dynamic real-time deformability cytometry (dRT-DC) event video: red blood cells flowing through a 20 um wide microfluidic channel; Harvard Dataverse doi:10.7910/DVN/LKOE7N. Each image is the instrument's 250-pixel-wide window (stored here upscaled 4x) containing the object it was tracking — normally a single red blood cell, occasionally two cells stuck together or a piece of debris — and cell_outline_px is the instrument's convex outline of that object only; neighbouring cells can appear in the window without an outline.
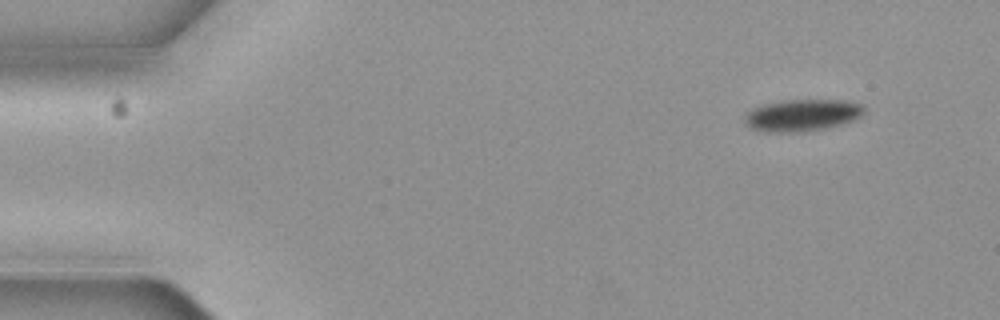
{"species": "common noctule bat (a hibernating species)", "species_latin": "Nyctalus noctula", "temperature_condition": "cold", "stored_images_in_passage": 3, "camera_frame_rate_fps": 3000, "um_per_image_px": 0.085, "animal": {"sex": "female", "body_mass_g": 19.3, "forearm_length_mm": 54.1}, "frame": {"image": 1, "passage_image": 1, "time_ms": 0.0, "image_size_px": [1000, 320], "cell_outline_px": [[864, 116], [844, 124], [824, 128], [800, 132], [756, 132], [744, 124], [744, 116], [752, 108], [764, 104], [788, 100], [844, 100], [864, 104]], "centroid_in_image_um": [68.18, 9.8], "position_along_channel_um": 16.8, "area_um2": 22.6}}